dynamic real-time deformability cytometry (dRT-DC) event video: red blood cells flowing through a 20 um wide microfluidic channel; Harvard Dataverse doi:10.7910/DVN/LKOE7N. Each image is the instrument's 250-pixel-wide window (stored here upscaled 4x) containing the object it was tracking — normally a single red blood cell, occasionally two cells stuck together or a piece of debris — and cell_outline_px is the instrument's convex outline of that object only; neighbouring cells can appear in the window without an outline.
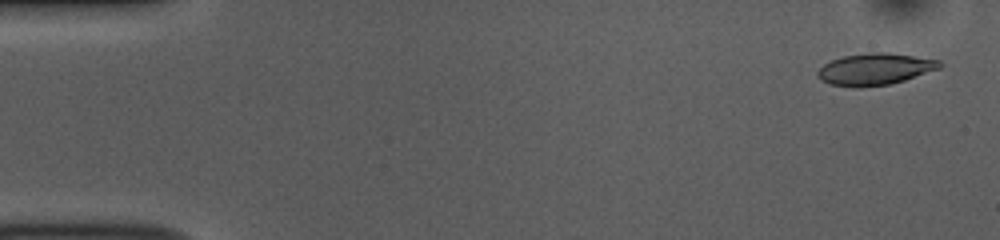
{"species": "common noctule bat (a hibernating species)", "species_latin": "Nyctalus noctula", "temperature_condition": "room temperature", "stored_images_in_passage": 14, "camera_frame_rate_fps": 3000, "um_per_image_px": 0.085, "animal": {"sex": "female", "body_mass_g": 10.0, "forearm_length_mm": 53.1}, "frame": {"image": 1, "passage_image": 2, "time_ms": 0.333, "image_size_px": [1000, 240], "cell_outline_px": [[944, 64], [940, 68], [904, 80], [888, 84], [856, 88], [828, 84], [820, 80], [816, 76], [816, 72], [824, 64], [832, 60], [844, 56], [868, 52], [888, 52], [940, 60]], "centroid_in_image_um": [74.34, 5.88], "position_along_channel_um": 10.7, "area_um2": 22.66}}
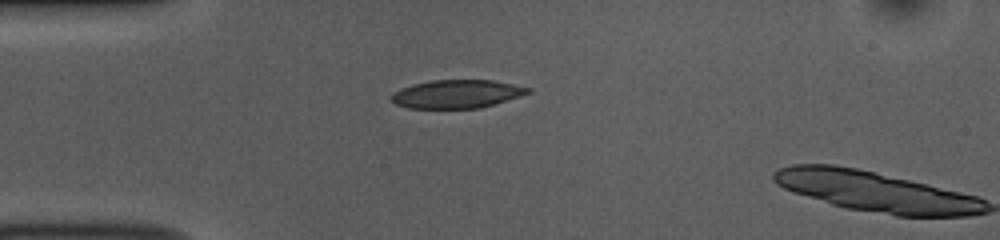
{"frame": {"image": 2, "passage_image": 13, "time_ms": 4.0, "image_size_px": [1000, 240], "cell_outline_px": [[532, 92], [480, 108], [408, 108], [396, 104], [388, 96], [392, 92], [400, 88], [412, 84], [432, 80], [492, 80], [532, 88]], "centroid_in_image_um": [38.78, 7.98], "position_along_channel_um": 46.2, "area_um2": 22.54}}